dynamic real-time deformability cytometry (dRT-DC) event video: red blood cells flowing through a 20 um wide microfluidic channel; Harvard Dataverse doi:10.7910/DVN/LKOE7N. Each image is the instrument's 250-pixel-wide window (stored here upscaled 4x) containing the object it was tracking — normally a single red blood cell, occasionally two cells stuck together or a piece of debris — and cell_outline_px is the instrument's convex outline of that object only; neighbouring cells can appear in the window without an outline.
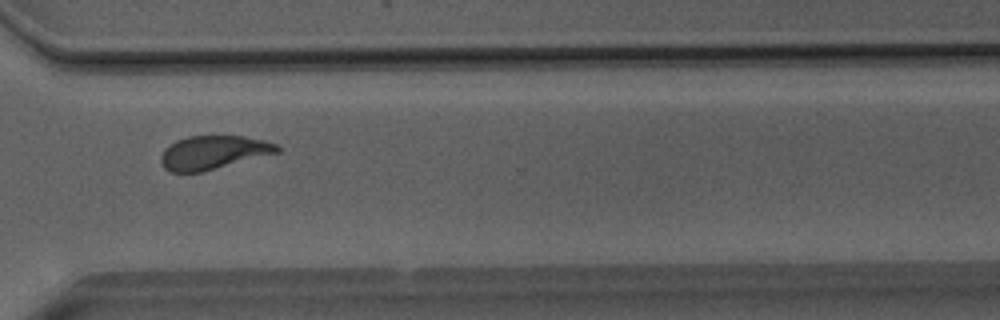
{"species": "Egyptian fruit bat (a non-hibernating species)", "species_latin": "Rousettus aegyptiacus", "temperature_condition": "room temperature", "stored_images_in_passage": 33, "camera_frame_rate_fps": 3000, "um_per_image_px": 0.085, "animal": {"sex": "male"}, "frame": {"image": 1, "passage_image": 24, "time_ms": 7.667, "image_size_px": [1000, 320], "cell_outline_px": [[280, 152], [204, 172], [172, 172], [164, 168], [160, 164], [160, 156], [164, 148], [176, 140], [188, 136], [244, 136], [264, 140], [276, 144], [280, 148]], "centroid_in_image_um": [18.11, 12.97], "position_along_channel_um": 352.5, "area_um2": 23.0}}
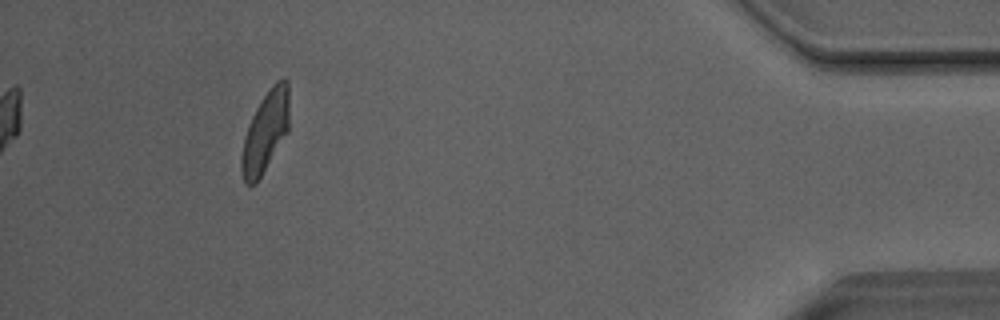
{"frame": {"image": 2, "passage_image": 33, "time_ms": 10.667, "image_size_px": [1000, 320], "cell_outline_px": [[288, 132], [256, 184], [244, 184], [240, 172], [240, 160], [244, 136], [248, 124], [260, 100], [272, 84], [276, 80], [284, 76], [288, 80]], "centroid_in_image_um": [22.53, 11.2], "position_along_channel_um": 412.7, "area_um2": 22.77}, "authors_computed_cell_mechanics": {"area_um2": 23.5246, "velocity_mm_per_s": 4.0432, "shape_relaxation_time_tau1_ms": 4.4322, "shape_relaxation_time_tau2_ms": 1.3812, "deformation_change_tau1": 0.158, "deformation_change_tau2": 0.095}}